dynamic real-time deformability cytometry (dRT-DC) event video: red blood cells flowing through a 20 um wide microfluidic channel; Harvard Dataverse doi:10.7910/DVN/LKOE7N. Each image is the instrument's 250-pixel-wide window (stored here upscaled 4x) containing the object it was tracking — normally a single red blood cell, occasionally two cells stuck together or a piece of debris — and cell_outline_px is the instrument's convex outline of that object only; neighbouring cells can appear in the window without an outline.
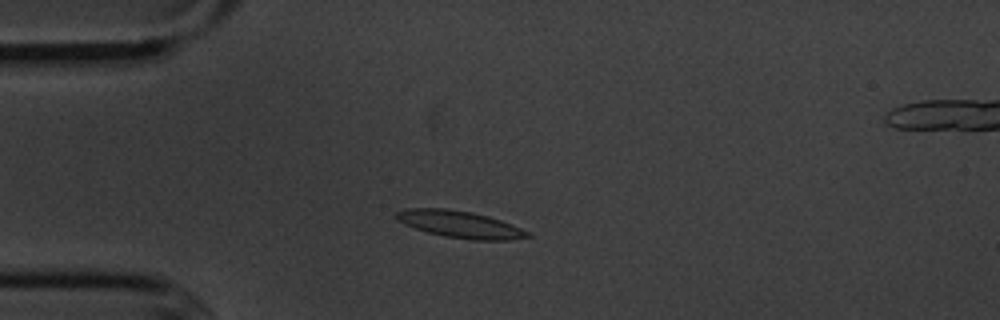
{"species": "common noctule bat (a hibernating species)", "species_latin": "Nyctalus noctula", "temperature_condition": "cold", "stored_images_in_passage": 9, "camera_frame_rate_fps": 3000, "um_per_image_px": 0.085, "animal": {"sex": "male", "body_mass_g": 20.1, "forearm_length_mm": 53.5}, "frame": {"image": 1, "passage_image": 3, "time_ms": 2.333, "image_size_px": [1000, 320], "cell_outline_px": [[532, 236], [508, 240], [472, 240], [444, 236], [428, 232], [404, 224], [396, 220], [396, 212], [404, 208], [448, 208], [472, 212], [488, 216], [512, 224], [528, 232]], "centroid_in_image_um": [39.07, 19.06], "position_along_channel_um": 45.9, "area_um2": 20.58}}
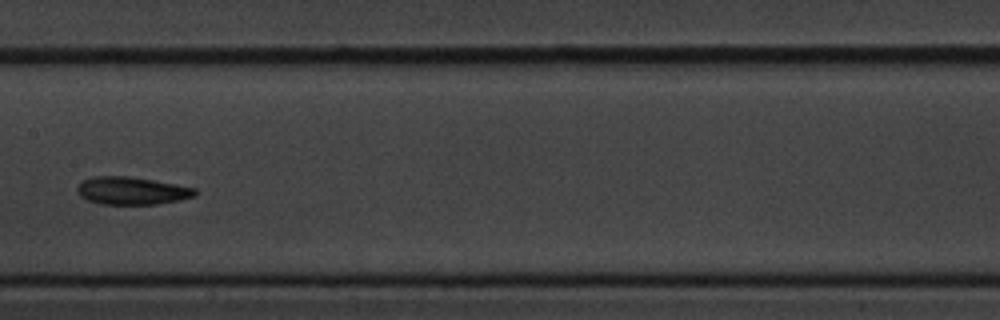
{"frame": {"image": 2, "passage_image": 7, "time_ms": 7.0, "image_size_px": [1000, 320], "cell_outline_px": [[196, 196], [180, 200], [156, 204], [100, 204], [88, 200], [80, 196], [76, 192], [76, 188], [84, 180], [92, 176], [128, 176], [176, 184], [196, 188]], "centroid_in_image_um": [11.2, 16.21], "position_along_channel_um": 196.2, "area_um2": 19.02}}
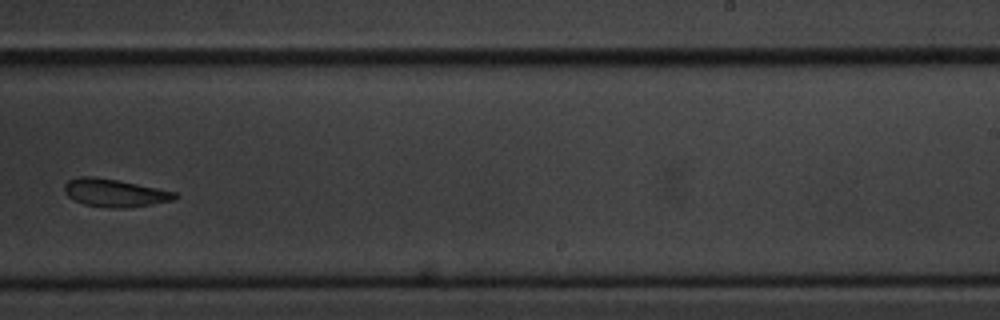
{"frame": {"image": 3, "passage_image": 9, "time_ms": 9.333, "image_size_px": [1000, 320], "cell_outline_px": [[180, 196], [172, 200], [152, 204], [124, 208], [112, 208], [84, 204], [68, 196], [64, 192], [64, 184], [68, 180], [80, 176], [92, 176], [116, 180], [176, 192]], "centroid_in_image_um": [9.73, 16.39], "position_along_channel_um": 279.3, "area_um2": 17.69}}